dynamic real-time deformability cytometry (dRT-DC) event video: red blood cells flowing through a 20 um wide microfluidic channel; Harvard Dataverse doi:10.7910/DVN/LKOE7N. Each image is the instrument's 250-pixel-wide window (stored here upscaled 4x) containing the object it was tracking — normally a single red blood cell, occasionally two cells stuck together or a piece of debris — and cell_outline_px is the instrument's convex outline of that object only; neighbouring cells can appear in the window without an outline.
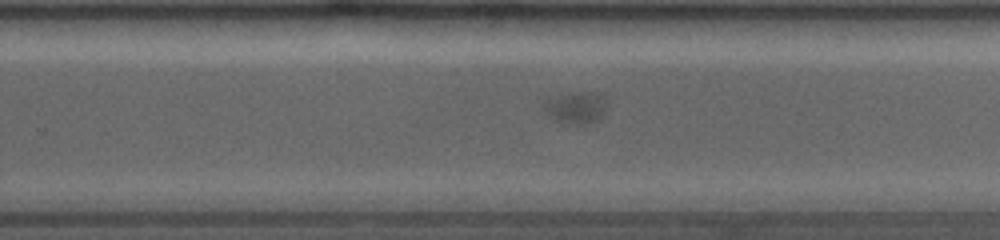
{"species": "common noctule bat (a hibernating species)", "species_latin": "Nyctalus noctula", "temperature_condition": "room temperature", "stored_images_in_passage": 44, "camera_frame_rate_fps": 4000, "um_per_image_px": 0.085, "animal": {"sex": "female", "body_mass_g": 19.0, "forearm_length_mm": 53.3}, "frame": {"image": 1, "passage_image": 29, "time_ms": 13.0, "image_size_px": [1000, 240], "cell_outline_px": [[608, 100], [600, 116], [596, 120], [584, 124], [580, 124], [564, 120], [552, 116], [544, 108], [544, 104], [548, 100], [560, 92], [596, 92]], "centroid_in_image_um": [49.0, 9.06], "position_along_channel_um": 280.8, "area_um2": 11.1}}